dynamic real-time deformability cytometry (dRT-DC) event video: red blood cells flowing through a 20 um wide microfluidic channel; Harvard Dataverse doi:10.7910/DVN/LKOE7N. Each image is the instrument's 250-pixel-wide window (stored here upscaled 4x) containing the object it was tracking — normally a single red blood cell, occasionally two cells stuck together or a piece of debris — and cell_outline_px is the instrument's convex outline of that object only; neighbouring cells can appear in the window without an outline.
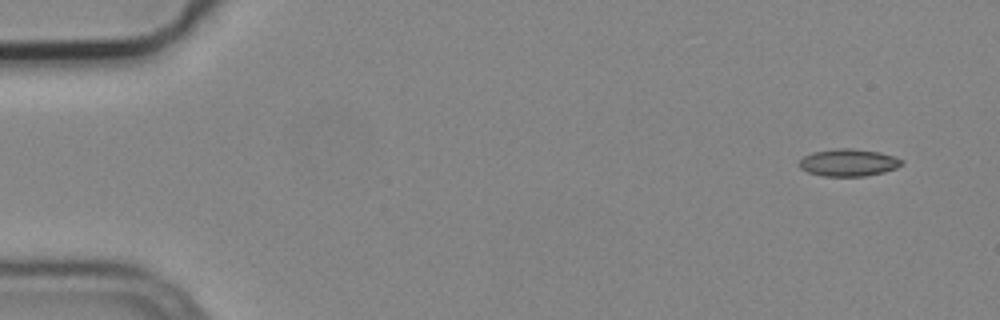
{"species": "common noctule bat (a hibernating species)", "species_latin": "Nyctalus noctula", "temperature_condition": "cold", "stored_images_in_passage": 4, "camera_frame_rate_fps": 3000, "um_per_image_px": 0.085, "animal": {"sex": "male", "body_mass_g": 19.2, "forearm_length_mm": 51.8}, "frame": {"image": 1, "passage_image": 1, "time_ms": 0.0, "image_size_px": [1000, 320], "cell_outline_px": [[904, 164], [896, 168], [884, 172], [864, 176], [824, 176], [808, 172], [800, 168], [796, 164], [804, 156], [812, 152], [840, 148], [852, 148], [880, 152], [904, 160]], "centroid_in_image_um": [72.11, 13.82], "position_along_channel_um": 12.9, "area_um2": 16.36}}
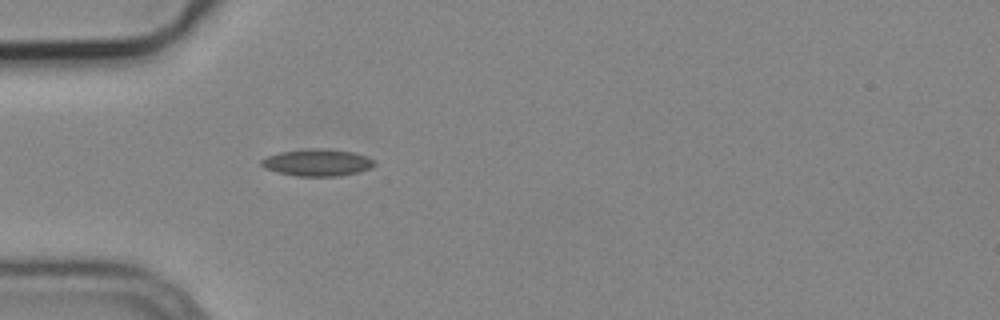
{"frame": {"image": 2, "passage_image": 4, "time_ms": 1.0, "image_size_px": [1000, 320], "cell_outline_px": [[376, 164], [368, 168], [356, 172], [340, 176], [300, 176], [280, 172], [264, 168], [260, 164], [260, 160], [268, 156], [280, 152], [308, 148], [320, 148], [352, 152], [368, 156]], "centroid_in_image_um": [26.95, 13.8], "position_along_channel_um": 58.0, "area_um2": 17.51}}